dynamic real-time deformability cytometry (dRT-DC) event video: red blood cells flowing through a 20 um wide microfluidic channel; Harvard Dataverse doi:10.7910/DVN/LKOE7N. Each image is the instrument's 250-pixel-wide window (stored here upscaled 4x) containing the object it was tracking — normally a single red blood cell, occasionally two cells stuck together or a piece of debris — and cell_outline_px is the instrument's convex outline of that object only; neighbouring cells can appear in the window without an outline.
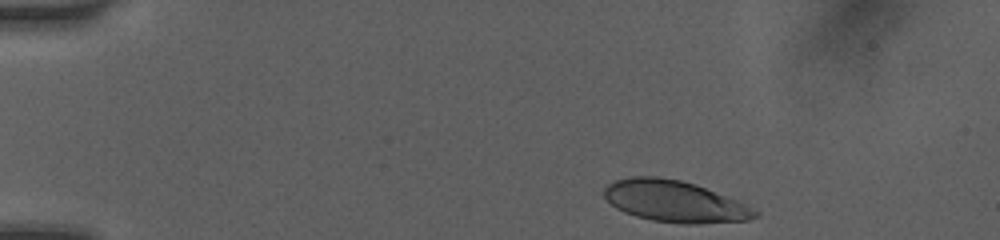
{"species": "human", "species_latin": "Homo sapiens", "temperature_condition": "room temperature", "stored_images_in_passage": 10, "camera_frame_rate_fps": 3000, "um_per_image_px": 0.085, "donor": {"sex": "female"}, "frame": {"image": 1, "passage_image": 1, "time_ms": 0.0, "image_size_px": [1000, 240], "cell_outline_px": [[760, 216], [748, 220], [700, 224], [680, 224], [652, 220], [636, 216], [624, 212], [616, 208], [604, 196], [604, 188], [608, 184], [616, 180], [632, 176], [656, 176], [680, 180], [696, 184], [736, 200], [760, 212]], "centroid_in_image_um": [57.35, 17.12], "position_along_channel_um": 27.6, "area_um2": 36.47}}
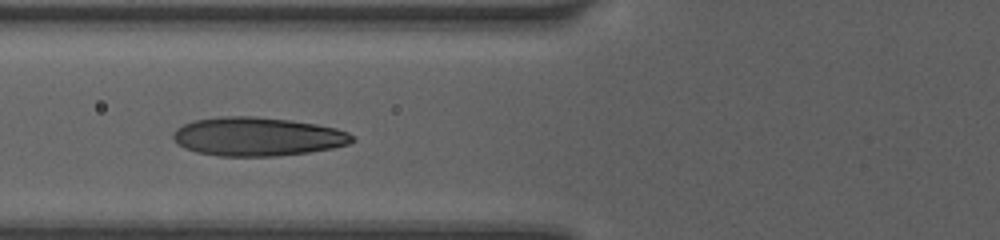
{"frame": {"image": 2, "passage_image": 6, "time_ms": 4.0, "image_size_px": [1000, 240], "cell_outline_px": [[356, 140], [348, 144], [332, 148], [308, 152], [276, 156], [220, 156], [196, 152], [184, 148], [176, 144], [172, 140], [172, 132], [176, 128], [184, 124], [196, 120], [220, 116], [252, 116], [292, 120], [316, 124], [336, 128], [348, 132]], "centroid_in_image_um": [21.84, 11.61], "position_along_channel_um": 104.0, "area_um2": 40.58}}
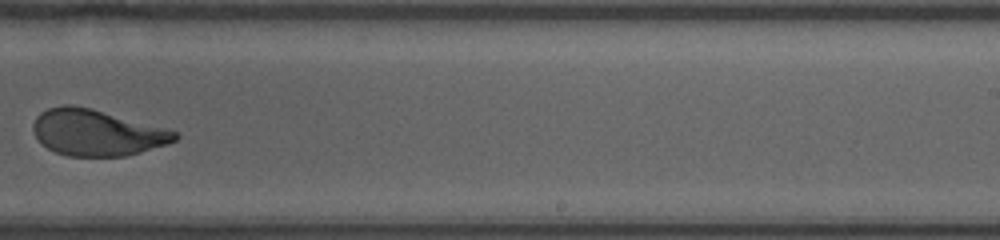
{"frame": {"image": 3, "passage_image": 10, "time_ms": 8.333, "image_size_px": [1000, 240], "cell_outline_px": [[180, 136], [176, 140], [140, 152], [124, 156], [68, 156], [56, 152], [48, 148], [32, 132], [32, 124], [36, 116], [40, 112], [48, 108], [64, 104], [72, 104], [92, 108], [164, 128], [176, 132]], "centroid_in_image_um": [8.17, 11.26], "position_along_channel_um": 280.8, "area_um2": 37.86}}